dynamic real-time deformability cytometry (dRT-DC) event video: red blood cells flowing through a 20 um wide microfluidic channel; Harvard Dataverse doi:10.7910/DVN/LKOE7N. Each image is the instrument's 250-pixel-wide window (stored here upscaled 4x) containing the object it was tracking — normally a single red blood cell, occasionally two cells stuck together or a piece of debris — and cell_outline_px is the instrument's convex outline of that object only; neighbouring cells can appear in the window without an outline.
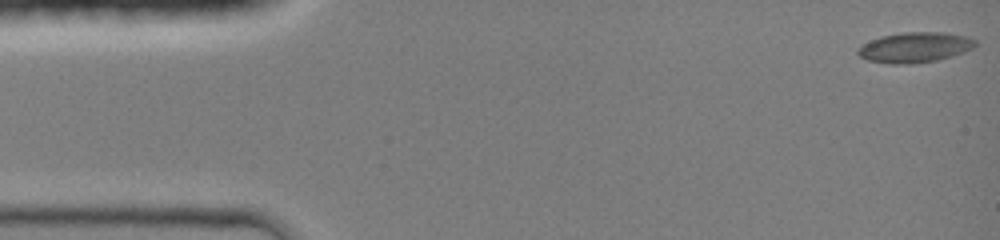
{"species": "common noctule bat (a hibernating species)", "species_latin": "Nyctalus noctula", "temperature_condition": "room temperature", "stored_images_in_passage": 45, "camera_frame_rate_fps": 3000, "um_per_image_px": 0.085, "animal": {"sex": "female", "body_mass_g": 19.0, "forearm_length_mm": 51.5}, "frame": {"image": 1, "passage_image": 1, "time_ms": 0.0, "image_size_px": [1000, 240], "cell_outline_px": [[976, 44], [972, 48], [964, 52], [952, 56], [936, 60], [912, 64], [892, 64], [868, 60], [860, 56], [856, 52], [856, 48], [880, 36], [904, 32], [944, 32], [964, 36], [976, 40]], "centroid_in_image_um": [77.75, 4.03], "position_along_channel_um": 7.3, "area_um2": 20.63}}
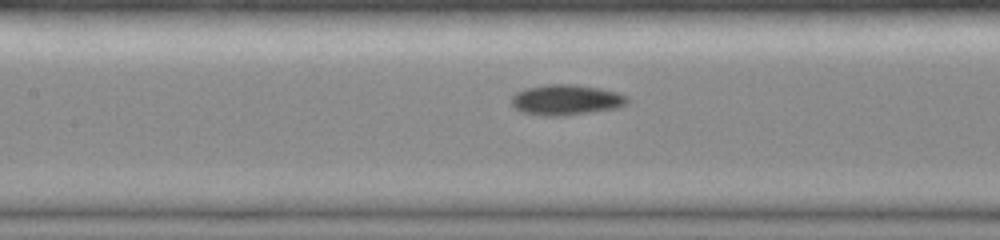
{"frame": {"image": 2, "passage_image": 20, "time_ms": 6.333, "image_size_px": [1000, 240], "cell_outline_px": [[628, 104], [620, 108], [564, 116], [540, 116], [524, 112], [516, 108], [512, 104], [512, 96], [516, 92], [528, 88], [544, 84], [572, 84], [600, 88], [620, 92], [628, 96]], "centroid_in_image_um": [48.19, 8.49], "position_along_channel_um": 159.2, "area_um2": 20.87}}
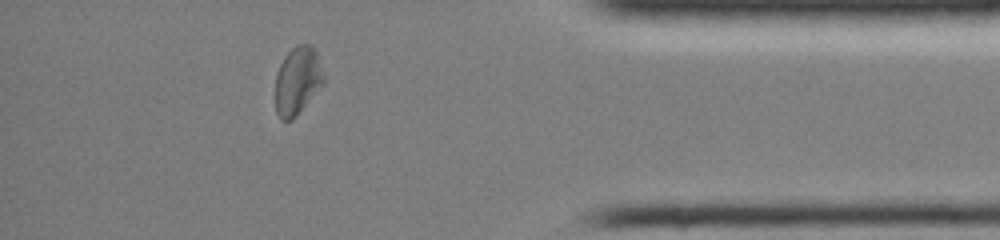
{"frame": {"image": 3, "passage_image": 39, "time_ms": 12.667, "image_size_px": [1000, 240], "cell_outline_px": [[324, 80], [296, 116], [292, 120], [280, 120], [276, 112], [276, 72], [284, 56], [296, 44], [312, 44], [316, 48], [324, 76]], "centroid_in_image_um": [25.27, 6.81], "position_along_channel_um": 409.9, "area_um2": 18.96}, "authors_computed_cell_mechanics": {"area_um2": 19.4208, "velocity_mm_per_s": 4.292, "shape_relaxation_time_tau1_ms": 4.305, "shape_relaxation_time_tau2_ms": 5.3144, "deformation_change_tau1": 0.1125, "deformation_change_tau2": 0.0732}}